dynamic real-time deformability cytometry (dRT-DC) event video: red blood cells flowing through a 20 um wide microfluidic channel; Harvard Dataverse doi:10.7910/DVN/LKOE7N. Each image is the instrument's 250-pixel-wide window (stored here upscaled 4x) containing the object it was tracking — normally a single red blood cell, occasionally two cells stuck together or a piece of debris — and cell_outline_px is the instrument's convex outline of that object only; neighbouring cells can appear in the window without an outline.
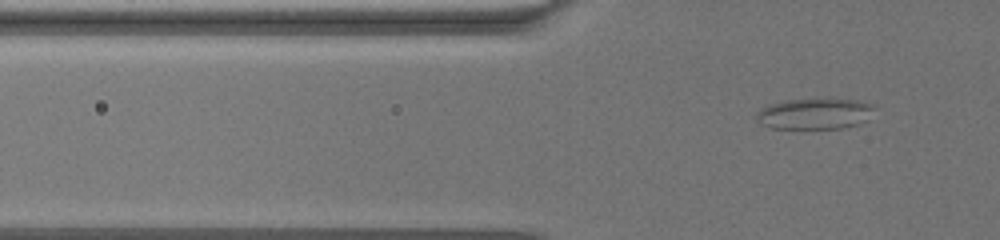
{"species": "common noctule bat (a hibernating species)", "species_latin": "Nyctalus noctula", "temperature_condition": "warm", "stored_images_in_passage": 32, "camera_frame_rate_fps": 3000, "um_per_image_px": 0.085, "animal": {"sex": "female", "body_mass_g": 19.5, "forearm_length_mm": 54.1}, "frame": {"image": 1, "passage_image": 12, "time_ms": 3.667, "image_size_px": [1000, 240], "cell_outline_px": [[876, 108], [864, 120], [856, 124], [840, 128], [772, 128], [764, 124], [756, 116], [756, 112], [760, 108], [772, 104], [788, 100], [856, 100], [876, 104]], "centroid_in_image_um": [69.27, 9.67], "position_along_channel_um": 56.5, "area_um2": 20.58}}
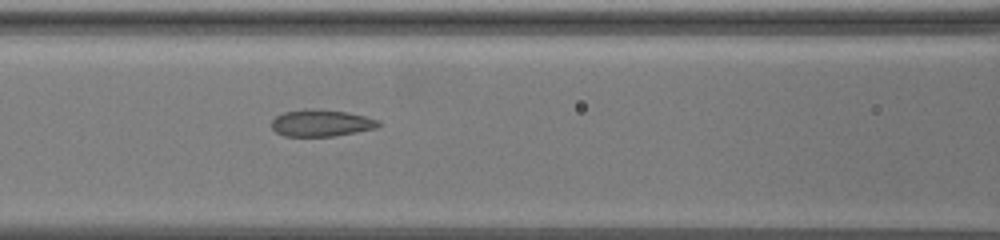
{"frame": {"image": 2, "passage_image": 22, "time_ms": 7.0, "image_size_px": [1000, 240], "cell_outline_px": [[380, 124], [376, 128], [356, 132], [332, 136], [284, 136], [276, 132], [272, 128], [272, 120], [276, 116], [284, 112], [344, 112], [364, 116], [380, 120]], "centroid_in_image_um": [27.33, 10.52], "position_along_channel_um": 139.3, "area_um2": 15.66}}
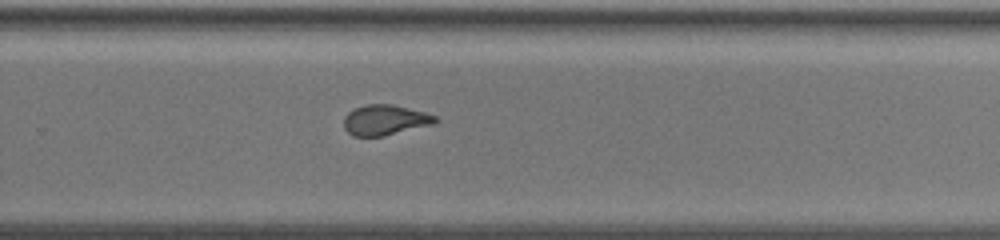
{"frame": {"image": 3, "passage_image": 32, "time_ms": 12.333, "image_size_px": [1000, 240], "cell_outline_px": [[440, 120], [432, 124], [384, 136], [352, 136], [344, 128], [344, 116], [348, 112], [364, 104], [392, 104], [424, 112], [436, 116]], "centroid_in_image_um": [32.71, 10.2], "position_along_channel_um": 297.1, "area_um2": 16.13}}